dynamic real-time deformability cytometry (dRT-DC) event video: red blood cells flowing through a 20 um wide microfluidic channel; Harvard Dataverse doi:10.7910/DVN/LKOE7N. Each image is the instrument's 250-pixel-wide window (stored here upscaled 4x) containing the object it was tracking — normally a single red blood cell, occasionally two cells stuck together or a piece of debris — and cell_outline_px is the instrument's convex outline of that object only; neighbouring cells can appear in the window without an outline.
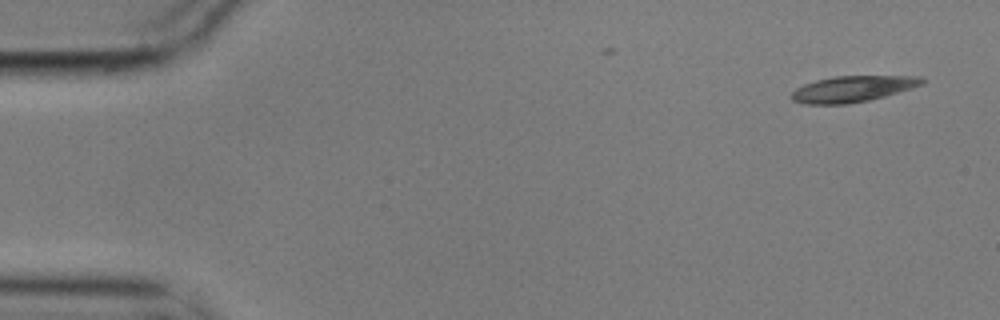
{"species": "common noctule bat (a hibernating species)", "species_latin": "Nyctalus noctula", "temperature_condition": "cold", "stored_images_in_passage": 4, "camera_frame_rate_fps": 3000, "um_per_image_px": 0.085, "animal": {"sex": "male", "body_mass_g": 17.9}, "frame": {"image": 1, "passage_image": 1, "time_ms": 0.0, "image_size_px": [1000, 320], "cell_outline_px": [[928, 80], [924, 84], [912, 88], [884, 96], [868, 100], [848, 104], [804, 104], [792, 100], [792, 92], [796, 88], [804, 84], [816, 80], [836, 76], [920, 76]], "centroid_in_image_um": [72.51, 7.55], "position_along_channel_um": 12.5, "area_um2": 19.83}}